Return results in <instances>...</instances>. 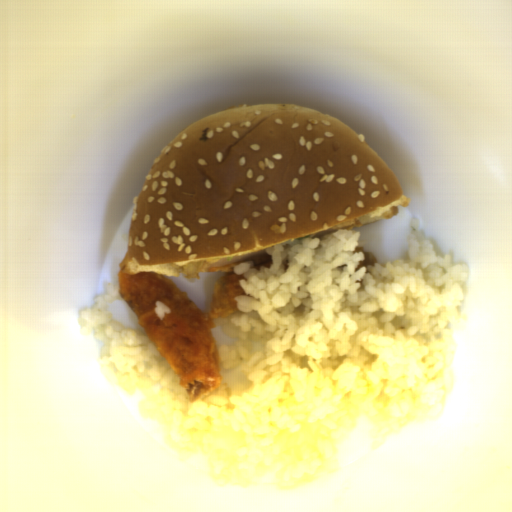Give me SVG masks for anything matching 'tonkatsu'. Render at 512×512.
Returning a JSON list of instances; mask_svg holds the SVG:
<instances>
[{
	"label": "tonkatsu",
	"mask_w": 512,
	"mask_h": 512,
	"mask_svg": "<svg viewBox=\"0 0 512 512\" xmlns=\"http://www.w3.org/2000/svg\"><path fill=\"white\" fill-rule=\"evenodd\" d=\"M117 279L118 293L178 378L189 403L194 404L215 390L223 375L213 333L214 320L239 310L234 299L246 296L240 284L244 275L230 271L216 279L208 312H203L186 291L158 272L129 274L122 269L117 272ZM156 301L170 309L163 320L154 311Z\"/></svg>",
	"instance_id": "tonkatsu-1"
},
{
	"label": "tonkatsu",
	"mask_w": 512,
	"mask_h": 512,
	"mask_svg": "<svg viewBox=\"0 0 512 512\" xmlns=\"http://www.w3.org/2000/svg\"><path fill=\"white\" fill-rule=\"evenodd\" d=\"M356 252H362L365 256L364 260L358 264L356 271L363 266H369V265L374 266V264L377 263V260H376L375 256L373 255V253L370 251H365L364 247H362V246L356 247L353 253H356Z\"/></svg>",
	"instance_id": "tonkatsu-2"
},
{
	"label": "tonkatsu",
	"mask_w": 512,
	"mask_h": 512,
	"mask_svg": "<svg viewBox=\"0 0 512 512\" xmlns=\"http://www.w3.org/2000/svg\"><path fill=\"white\" fill-rule=\"evenodd\" d=\"M271 264H272V260L264 262V263H260V264H258L256 266H254L253 268H255L256 270L260 271L261 267L270 268Z\"/></svg>",
	"instance_id": "tonkatsu-3"
}]
</instances>
